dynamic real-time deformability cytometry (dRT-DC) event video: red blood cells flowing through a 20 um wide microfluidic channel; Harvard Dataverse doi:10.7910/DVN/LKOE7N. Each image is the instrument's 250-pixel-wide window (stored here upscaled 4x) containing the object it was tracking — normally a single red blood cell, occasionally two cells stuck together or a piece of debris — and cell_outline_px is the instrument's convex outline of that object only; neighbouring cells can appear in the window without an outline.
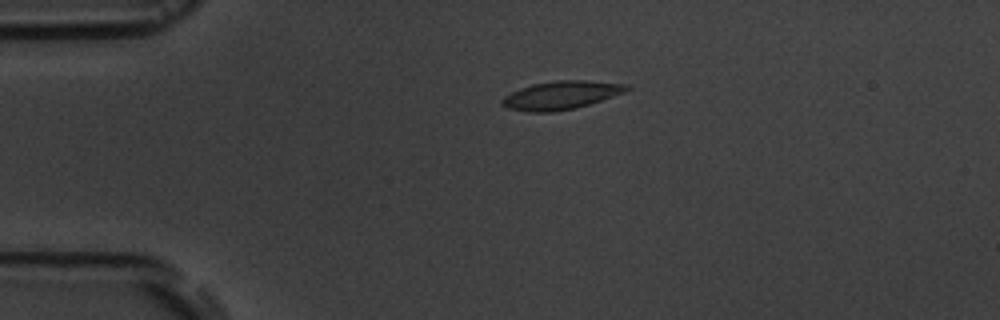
{"species": "common noctule bat (a hibernating species)", "species_latin": "Nyctalus noctula", "temperature_condition": "room temperature", "stored_images_in_passage": 4, "camera_frame_rate_fps": 3000, "um_per_image_px": 0.085, "animal": {"sex": "male", "body_mass_g": 19.5, "forearm_length_mm": 54.6}, "frame": {"image": 1, "passage_image": 3, "time_ms": 2.333, "image_size_px": [1000, 320], "cell_outline_px": [[632, 88], [624, 92], [576, 108], [552, 112], [528, 112], [508, 108], [500, 104], [500, 100], [504, 96], [520, 88], [532, 84], [556, 80], [588, 80], [628, 84]], "centroid_in_image_um": [47.67, 8.08], "position_along_channel_um": 37.3, "area_um2": 20.58}}